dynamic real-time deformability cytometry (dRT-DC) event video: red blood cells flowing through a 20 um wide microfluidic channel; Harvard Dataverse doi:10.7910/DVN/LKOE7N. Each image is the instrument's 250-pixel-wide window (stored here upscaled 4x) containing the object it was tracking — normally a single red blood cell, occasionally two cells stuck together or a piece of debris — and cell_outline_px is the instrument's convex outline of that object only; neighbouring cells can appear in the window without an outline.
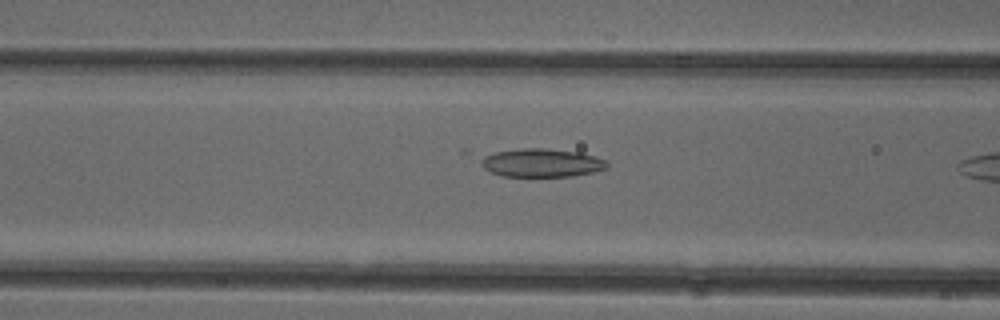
{"species": "common noctule bat (a hibernating species)", "species_latin": "Nyctalus noctula", "temperature_condition": "cold", "stored_images_in_passage": 11, "camera_frame_rate_fps": 3000, "um_per_image_px": 0.085, "animal": {"sex": "female"}, "frame": {"image": 1, "passage_image": 10, "time_ms": 3.0, "image_size_px": [1000, 320], "cell_outline_px": [[608, 168], [592, 172], [572, 176], [500, 176], [484, 168], [460, 152], [460, 148], [544, 148], [580, 152], [596, 156], [608, 160]], "centroid_in_image_um": [45.47, 13.74], "position_along_channel_um": 121.1, "area_um2": 23.64}}